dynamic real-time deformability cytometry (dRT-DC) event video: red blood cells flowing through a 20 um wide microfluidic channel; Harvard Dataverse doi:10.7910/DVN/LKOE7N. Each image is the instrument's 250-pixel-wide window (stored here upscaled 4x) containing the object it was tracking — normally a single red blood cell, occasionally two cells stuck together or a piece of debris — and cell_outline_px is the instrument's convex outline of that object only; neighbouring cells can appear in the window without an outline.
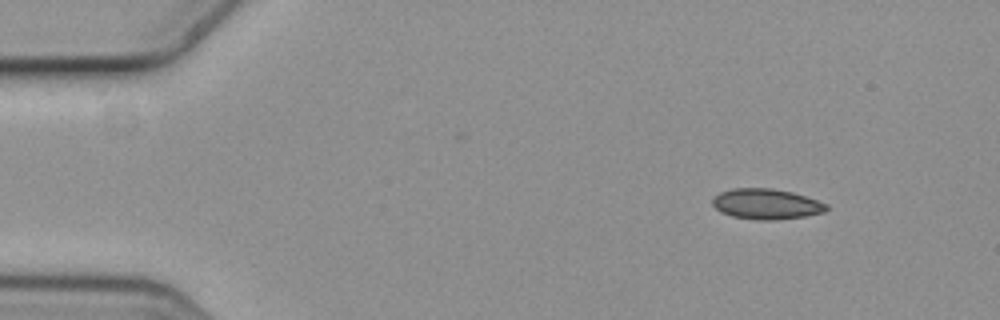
{"species": "common noctule bat (a hibernating species)", "species_latin": "Nyctalus noctula", "temperature_condition": "cold", "stored_images_in_passage": 4, "segment_of_instrument_passage": [1, 2], "camera_frame_rate_fps": 3000, "um_per_image_px": 0.085, "animal": {"sex": "female", "body_mass_g": 19.3, "forearm_length_mm": 54.1}, "frame": {"image": 1, "passage_image": 1, "time_ms": 0.0, "image_size_px": [1000, 320], "cell_outline_px": [[828, 208], [824, 212], [804, 216], [776, 220], [756, 220], [732, 216], [720, 212], [712, 204], [712, 200], [720, 192], [732, 188], [772, 188], [792, 192], [828, 204]], "centroid_in_image_um": [65.12, 17.34], "position_along_channel_um": 19.9, "area_um2": 20.17}}
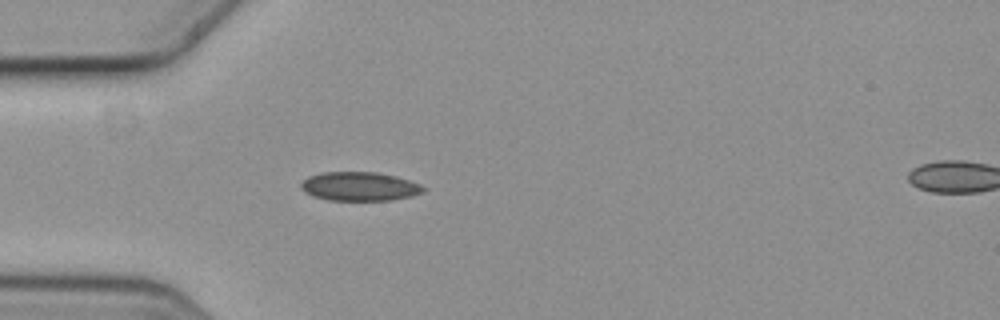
{"frame": {"image": 2, "passage_image": 3, "time_ms": 0.667, "image_size_px": [1000, 320], "cell_outline_px": [[428, 188], [424, 192], [412, 196], [392, 200], [328, 200], [312, 196], [304, 192], [300, 188], [300, 184], [308, 176], [324, 172], [376, 172], [396, 176], [420, 184]], "centroid_in_image_um": [30.57, 15.85], "position_along_channel_um": 54.4, "area_um2": 20.75}}